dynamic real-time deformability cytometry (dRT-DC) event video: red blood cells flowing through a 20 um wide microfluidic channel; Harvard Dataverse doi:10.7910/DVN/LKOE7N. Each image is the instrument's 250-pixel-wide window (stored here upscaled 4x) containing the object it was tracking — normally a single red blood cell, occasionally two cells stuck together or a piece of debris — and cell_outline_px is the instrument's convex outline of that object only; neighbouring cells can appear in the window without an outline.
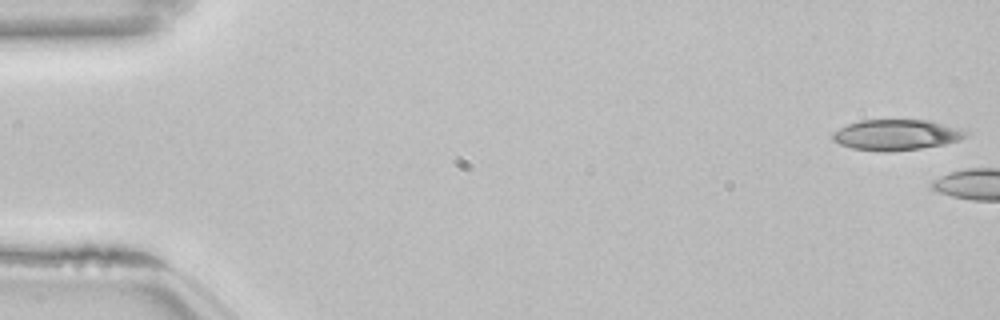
{"species": "common noctule bat (a hibernating species)", "species_latin": "Nyctalus noctula", "temperature_condition": "room temperature", "stored_images_in_passage": 5, "camera_frame_rate_fps": 3000, "um_per_image_px": 0.085, "animal": {"sex": "female", "body_mass_g": 22.7, "forearm_length_mm": 54.2}, "frame": {"image": 1, "passage_image": 1, "time_ms": 0.0, "image_size_px": [1000, 320], "cell_outline_px": [[972, 132], [968, 136], [960, 140], [944, 144], [920, 148], [888, 152], [880, 152], [852, 148], [840, 144], [832, 140], [832, 132], [848, 124], [860, 120], [932, 120], [968, 128]], "centroid_in_image_um": [76.31, 11.45], "position_along_channel_um": 8.7, "area_um2": 24.45}}